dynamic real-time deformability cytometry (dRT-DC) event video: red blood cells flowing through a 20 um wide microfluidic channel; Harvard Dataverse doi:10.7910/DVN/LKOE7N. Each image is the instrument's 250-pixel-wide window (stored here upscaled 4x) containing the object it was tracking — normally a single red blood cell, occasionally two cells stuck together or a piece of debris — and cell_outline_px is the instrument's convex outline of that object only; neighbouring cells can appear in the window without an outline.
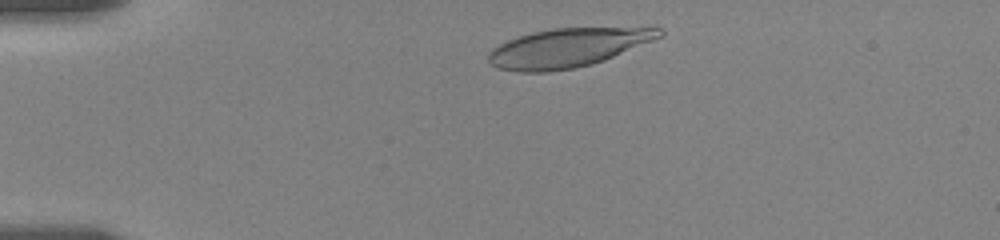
{"species": "human", "species_latin": "Homo sapiens", "temperature_condition": "room temperature", "stored_images_in_passage": 42, "camera_frame_rate_fps": 3000, "um_per_image_px": 0.085, "donor": {"sex": "female"}, "frame": {"image": 1, "passage_image": 4, "time_ms": 1.0, "image_size_px": [1000, 240], "cell_outline_px": [[664, 36], [604, 60], [592, 64], [576, 68], [548, 72], [520, 72], [496, 68], [488, 60], [488, 52], [492, 48], [508, 40], [532, 32], [552, 28], [660, 28], [664, 32]], "centroid_in_image_um": [48.23, 4.07], "position_along_channel_um": 36.8, "area_um2": 38.55}}
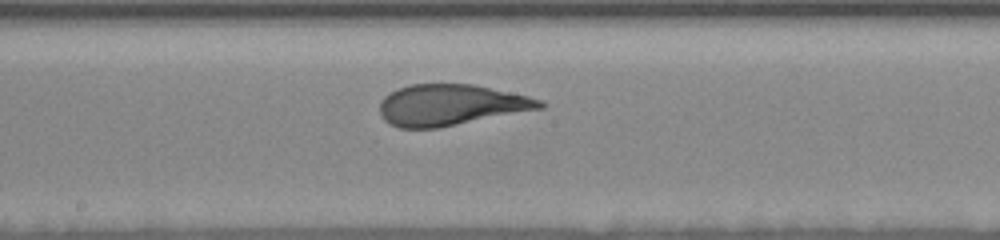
{"frame": {"image": 2, "passage_image": 23, "time_ms": 7.333, "image_size_px": [1000, 240], "cell_outline_px": [[548, 104], [544, 108], [440, 128], [400, 128], [388, 124], [384, 120], [380, 112], [380, 100], [384, 96], [400, 88], [412, 84], [472, 84], [528, 96], [544, 100]], "centroid_in_image_um": [38.34, 8.94], "position_along_channel_um": 209.9, "area_um2": 38.49}}
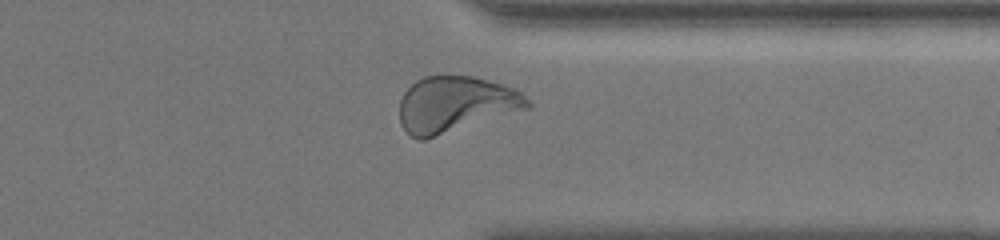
{"frame": {"image": 3, "passage_image": 37, "time_ms": 12.0, "image_size_px": [1000, 240], "cell_outline_px": [[532, 104], [528, 108], [424, 140], [416, 140], [400, 124], [400, 100], [404, 92], [416, 80], [424, 76], [472, 76], [488, 80], [516, 88]], "centroid_in_image_um": [38.69, 8.86], "position_along_channel_um": 372.7, "area_um2": 41.38}, "authors_computed_cell_mechanics": {"area_um2": 38.8416, "velocity_mm_per_s": 3.5021, "shape_relaxation_time_tau1_ms": 4.8818, "shape_relaxation_time_tau2_ms": null, "deformation_change_tau1": 0.1946, "deformation_change_tau2": null}}